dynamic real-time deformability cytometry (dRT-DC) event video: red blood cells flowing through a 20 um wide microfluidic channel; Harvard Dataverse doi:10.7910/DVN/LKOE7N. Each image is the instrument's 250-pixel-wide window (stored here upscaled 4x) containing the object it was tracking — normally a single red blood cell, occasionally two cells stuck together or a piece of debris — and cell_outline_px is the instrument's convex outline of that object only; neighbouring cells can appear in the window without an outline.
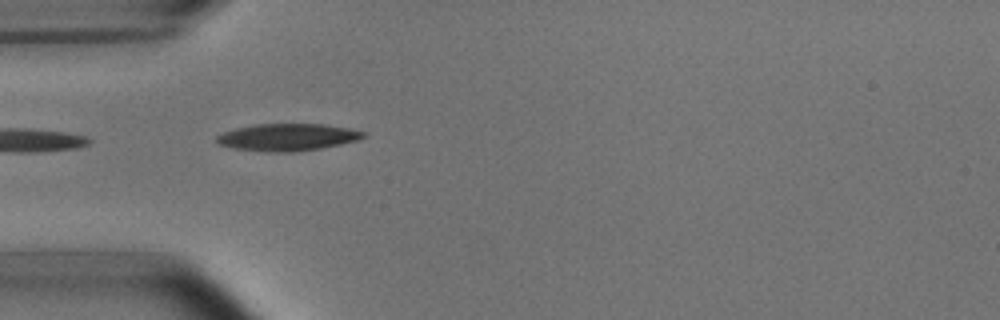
{"species": "common noctule bat (a hibernating species)", "species_latin": "Nyctalus noctula", "temperature_condition": "room temperature", "stored_images_in_passage": 4, "camera_frame_rate_fps": 3000, "um_per_image_px": 0.085, "animal": {"sex": "male", "body_mass_g": 15.6}, "frame": {"image": 1, "passage_image": 3, "time_ms": 3.333, "image_size_px": [1000, 320], "cell_outline_px": [[364, 136], [356, 140], [340, 144], [320, 148], [292, 152], [264, 152], [232, 148], [220, 144], [216, 140], [216, 136], [224, 132], [236, 128], [256, 124], [324, 124], [348, 128], [364, 132]], "centroid_in_image_um": [24.39, 11.66], "position_along_channel_um": 60.6, "area_um2": 23.0}}